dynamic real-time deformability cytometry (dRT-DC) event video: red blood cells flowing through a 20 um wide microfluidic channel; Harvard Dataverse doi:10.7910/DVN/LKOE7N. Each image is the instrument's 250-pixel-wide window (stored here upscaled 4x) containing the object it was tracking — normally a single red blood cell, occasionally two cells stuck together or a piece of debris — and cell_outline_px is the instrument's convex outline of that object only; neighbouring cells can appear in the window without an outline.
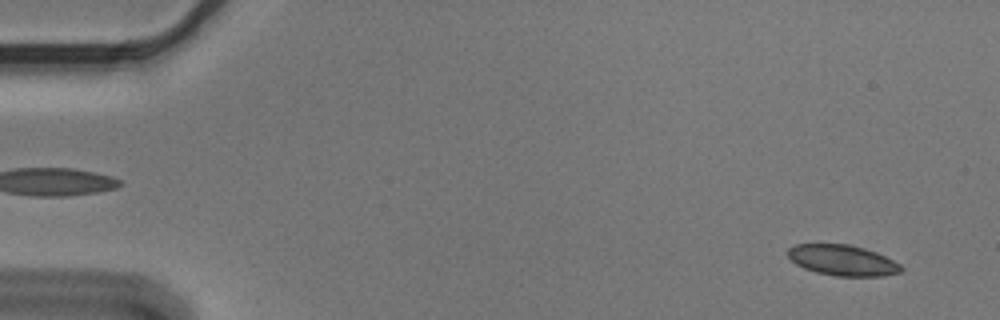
{"species": "Egyptian fruit bat (a non-hibernating species)", "species_latin": "Rousettus aegyptiacus", "temperature_condition": "cold", "stored_images_in_passage": 5, "segment_of_instrument_passage": [2, 2], "camera_frame_rate_fps": 3000, "um_per_image_px": 0.085, "animal": {"sex": "male"}, "frame": {"image": 1, "passage_image": 5, "time_ms": 1.333, "image_size_px": [1000, 320], "cell_outline_px": [[904, 268], [900, 272], [880, 276], [836, 276], [816, 272], [804, 268], [796, 264], [788, 256], [788, 248], [796, 244], [848, 244], [864, 248], [876, 252], [900, 264]], "centroid_in_image_um": [71.61, 22.12], "position_along_channel_um": 13.4, "area_um2": 20.11}}